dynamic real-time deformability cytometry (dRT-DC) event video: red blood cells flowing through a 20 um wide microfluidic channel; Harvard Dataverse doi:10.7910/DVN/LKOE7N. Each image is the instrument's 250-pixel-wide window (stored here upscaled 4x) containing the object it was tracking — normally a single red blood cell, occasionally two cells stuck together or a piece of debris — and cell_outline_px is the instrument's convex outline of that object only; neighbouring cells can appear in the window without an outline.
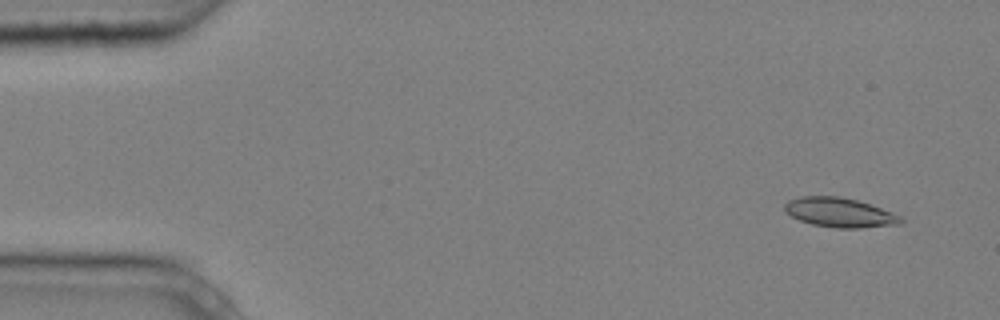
{"species": "common noctule bat (a hibernating species)", "species_latin": "Nyctalus noctula", "temperature_condition": "cold", "stored_images_in_passage": 4, "camera_frame_rate_fps": 3000, "um_per_image_px": 0.085, "animal": {"sex": "male", "body_mass_g": 20.4}, "frame": {"image": 1, "passage_image": 1, "time_ms": 0.0, "image_size_px": [1000, 320], "cell_outline_px": [[904, 224], [860, 228], [836, 228], [812, 224], [800, 220], [784, 212], [784, 204], [788, 200], [800, 196], [836, 196], [856, 200], [892, 212], [900, 216], [904, 220]], "centroid_in_image_um": [71.36, 18.07], "position_along_channel_um": 13.6, "area_um2": 19.94}}
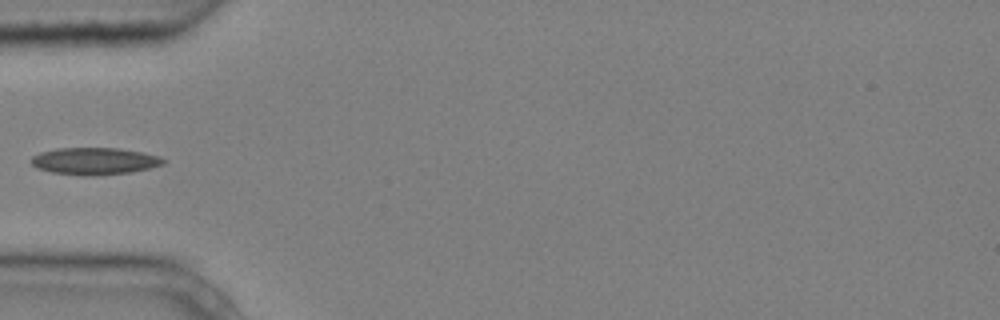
{"frame": {"image": 2, "passage_image": 4, "time_ms": 1.0, "image_size_px": [1000, 320], "cell_outline_px": [[164, 164], [132, 172], [92, 176], [84, 176], [52, 172], [36, 168], [32, 164], [32, 156], [40, 152], [56, 148], [116, 148], [140, 152], [160, 156], [164, 160]], "centroid_in_image_um": [8.01, 13.7], "position_along_channel_um": 77.0, "area_um2": 20.75}}